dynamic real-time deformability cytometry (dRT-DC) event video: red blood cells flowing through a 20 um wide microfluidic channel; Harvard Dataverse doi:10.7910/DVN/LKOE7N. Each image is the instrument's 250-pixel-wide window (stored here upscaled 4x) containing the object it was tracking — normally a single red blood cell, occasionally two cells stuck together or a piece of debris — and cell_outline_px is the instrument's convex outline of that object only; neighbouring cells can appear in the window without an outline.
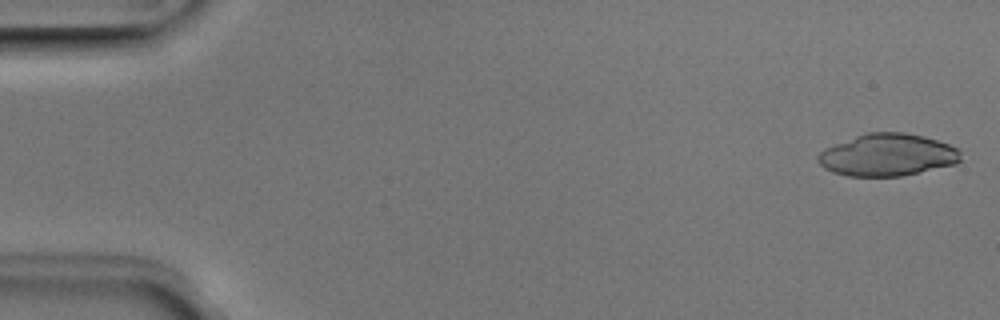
{"species": "Egyptian fruit bat (a non-hibernating species)", "species_latin": "Rousettus aegyptiacus", "temperature_condition": "room temperature", "stored_images_in_passage": 50, "camera_frame_rate_fps": 3000, "um_per_image_px": 0.085, "animal": {"sex": "male"}, "frame": {"image": 1, "passage_image": 1, "time_ms": 0.0, "image_size_px": [1000, 320], "cell_outline_px": [[960, 160], [956, 164], [900, 176], [848, 176], [832, 172], [824, 168], [816, 160], [816, 156], [824, 148], [856, 136], [868, 132], [904, 132], [924, 136], [948, 144], [956, 148], [960, 152]], "centroid_in_image_um": [75.4, 13.17], "position_along_channel_um": 9.6, "area_um2": 35.03}}
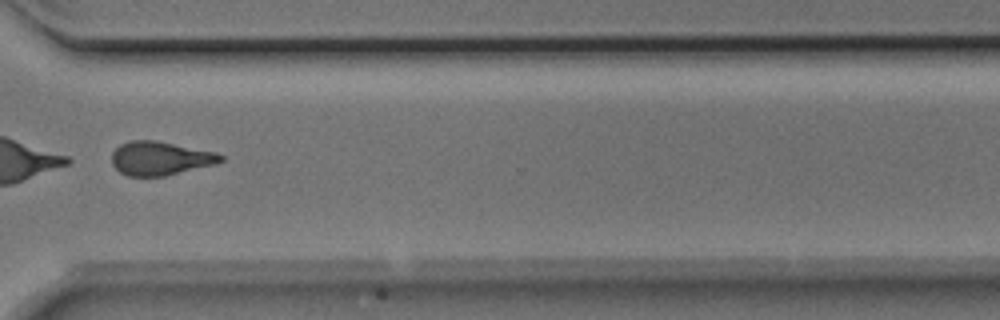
{"frame": {"image": 2, "passage_image": 38, "time_ms": 12.333, "image_size_px": [1000, 320], "cell_outline_px": [[224, 160], [216, 164], [164, 176], [128, 176], [120, 172], [112, 164], [112, 152], [120, 144], [132, 140], [156, 140], [216, 152], [224, 156]], "centroid_in_image_um": [13.63, 13.45], "position_along_channel_um": 357.0, "area_um2": 21.44}}